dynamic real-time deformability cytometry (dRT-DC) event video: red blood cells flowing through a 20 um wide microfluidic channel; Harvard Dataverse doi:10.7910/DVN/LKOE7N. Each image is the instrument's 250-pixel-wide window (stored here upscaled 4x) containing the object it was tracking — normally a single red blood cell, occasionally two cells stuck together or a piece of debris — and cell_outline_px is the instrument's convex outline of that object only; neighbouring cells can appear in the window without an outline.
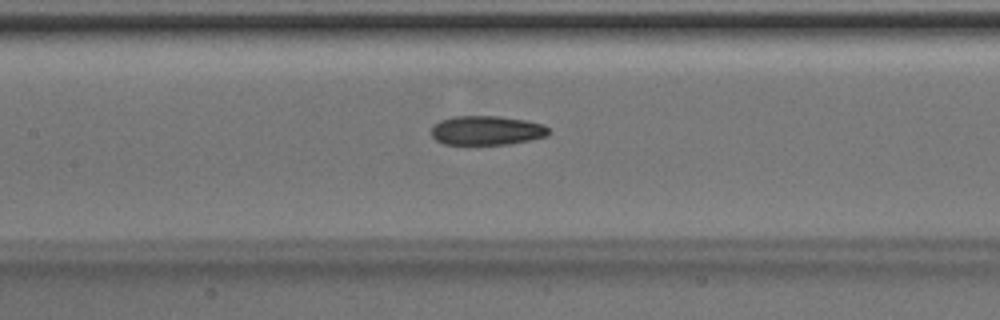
{"species": "Egyptian fruit bat (a non-hibernating species)", "species_latin": "Rousettus aegyptiacus", "temperature_condition": "room temperature", "stored_images_in_passage": 34, "camera_frame_rate_fps": 3000, "um_per_image_px": 0.085, "animal": {"sex": "male"}, "frame": {"image": 1, "passage_image": 8, "time_ms": 2.333, "image_size_px": [1000, 320], "cell_outline_px": [[548, 136], [508, 144], [444, 144], [436, 140], [432, 136], [432, 124], [440, 120], [456, 116], [500, 116], [524, 120], [544, 124], [548, 128]], "centroid_in_image_um": [41.35, 11.08], "position_along_channel_um": 166.1, "area_um2": 19.94}}
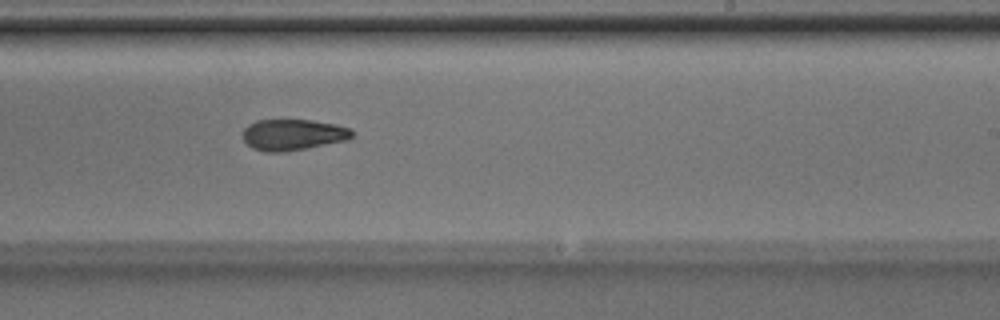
{"frame": {"image": 2, "passage_image": 15, "time_ms": 4.667, "image_size_px": [1000, 320], "cell_outline_px": [[352, 136], [348, 140], [284, 152], [264, 152], [252, 148], [244, 140], [244, 128], [248, 124], [256, 120], [312, 120], [336, 124], [352, 128]], "centroid_in_image_um": [24.91, 11.44], "position_along_channel_um": 264.1, "area_um2": 19.83}}
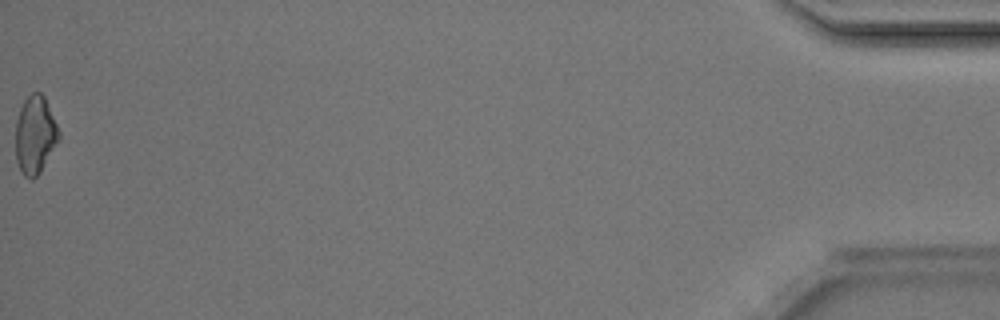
{"frame": {"image": 3, "passage_image": 34, "time_ms": 11.0, "image_size_px": [1000, 320], "cell_outline_px": [[60, 140], [40, 172], [32, 180], [24, 176], [20, 172], [16, 160], [16, 120], [20, 108], [24, 100], [32, 92], [40, 92], [44, 96], [60, 132]], "centroid_in_image_um": [2.98, 11.48], "position_along_channel_um": 432.2, "area_um2": 19.77}, "authors_computed_cell_mechanics": {"area_um2": 19.8832, "velocity_mm_per_s": 4.2313, "shape_relaxation_time_tau1_ms": 6.3307, "shape_relaxation_time_tau2_ms": 5.232, "deformation_change_tau1": 0.1431, "deformation_change_tau2": 0.1344}}